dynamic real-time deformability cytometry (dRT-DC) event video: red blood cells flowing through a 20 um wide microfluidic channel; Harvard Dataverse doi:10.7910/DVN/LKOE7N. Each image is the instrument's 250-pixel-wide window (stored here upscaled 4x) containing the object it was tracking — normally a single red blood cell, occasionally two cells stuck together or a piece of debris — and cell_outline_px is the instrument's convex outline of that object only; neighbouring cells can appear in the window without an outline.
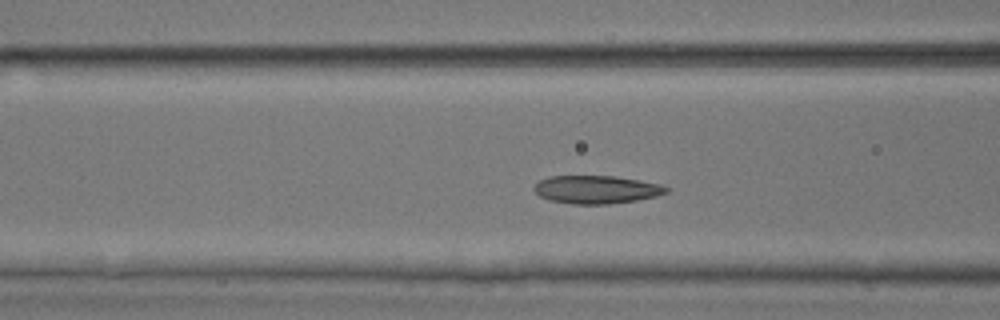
{"species": "common noctule bat (a hibernating species)", "species_latin": "Nyctalus noctula", "temperature_condition": "room temperature", "stored_images_in_passage": 46, "camera_frame_rate_fps": 3000, "um_per_image_px": 0.085, "animal": {"sex": "male", "body_mass_g": 17.9, "forearm_length_mm": 54.2}, "frame": {"image": 1, "passage_image": 15, "time_ms": 4.667, "image_size_px": [1000, 320], "cell_outline_px": [[672, 188], [668, 192], [656, 196], [636, 200], [608, 204], [572, 204], [548, 200], [540, 196], [532, 188], [540, 180], [548, 176], [616, 176], [640, 180], [660, 184]], "centroid_in_image_um": [50.71, 16.11], "position_along_channel_um": 115.9, "area_um2": 21.73}}
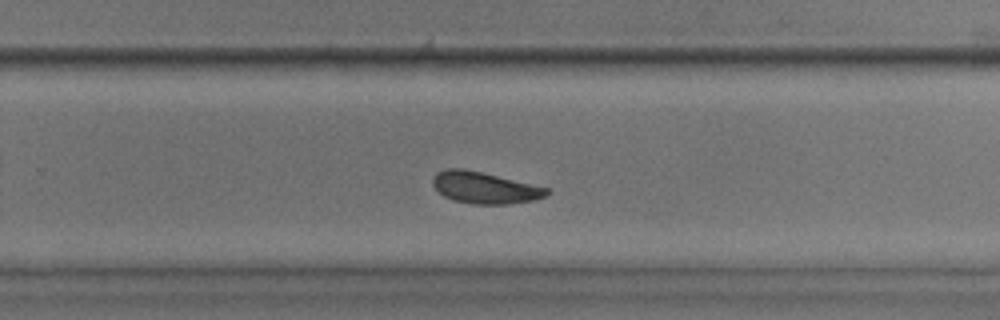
{"frame": {"image": 2, "passage_image": 28, "time_ms": 9.0, "image_size_px": [1000, 320], "cell_outline_px": [[552, 192], [536, 200], [508, 204], [472, 204], [452, 200], [444, 196], [432, 184], [432, 176], [436, 172], [444, 168], [464, 168], [548, 188]], "centroid_in_image_um": [41.16, 15.95], "position_along_channel_um": 288.6, "area_um2": 21.04}}
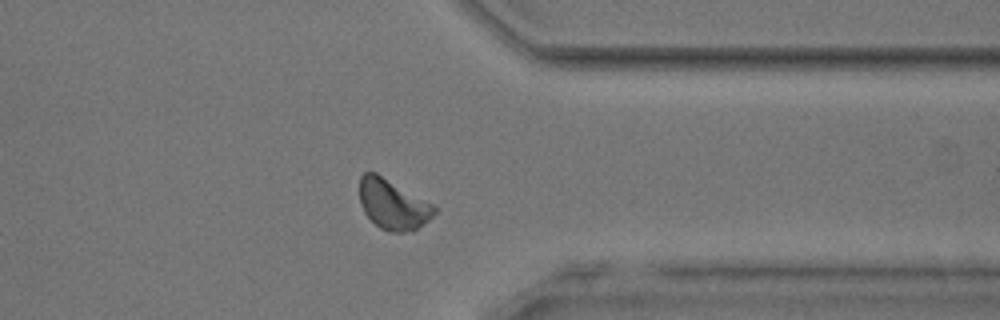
{"frame": {"image": 3, "passage_image": 35, "time_ms": 11.333, "image_size_px": [1000, 320], "cell_outline_px": [[436, 212], [428, 220], [412, 232], [388, 232], [380, 228], [364, 212], [360, 204], [360, 176], [364, 172], [376, 172], [432, 204], [436, 208]], "centroid_in_image_um": [33.37, 17.38], "position_along_channel_um": 378.0, "area_um2": 21.62}, "authors_computed_cell_mechanics": {"area_um2": 21.2704, "velocity_mm_per_s": 4.0007, "shape_relaxation_time_tau1_ms": 3.4893, "shape_relaxation_time_tau2_ms": 1.9603, "deformation_change_tau1": 0.1054, "deformation_change_tau2": 0.0783}}